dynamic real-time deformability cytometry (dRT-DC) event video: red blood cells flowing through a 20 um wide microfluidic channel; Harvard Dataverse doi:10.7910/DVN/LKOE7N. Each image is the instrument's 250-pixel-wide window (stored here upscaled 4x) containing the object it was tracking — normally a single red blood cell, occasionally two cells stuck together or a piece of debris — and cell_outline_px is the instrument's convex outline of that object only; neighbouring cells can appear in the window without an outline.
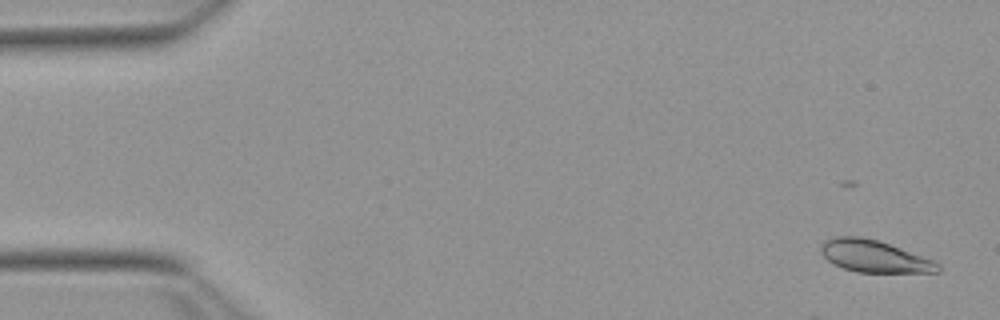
{"species": "Egyptian fruit bat (a non-hibernating species)", "species_latin": "Rousettus aegyptiacus", "temperature_condition": "warm", "stored_images_in_passage": 6, "camera_frame_rate_fps": 3000, "um_per_image_px": 0.085, "animal": {"sex": "female"}, "frame": {"image": 1, "passage_image": 2, "time_ms": 0.333, "image_size_px": [1000, 320], "cell_outline_px": [[940, 272], [856, 272], [832, 264], [820, 252], [820, 248], [824, 240], [836, 236], [860, 236], [876, 240], [936, 260], [940, 264]], "centroid_in_image_um": [74.31, 21.78], "position_along_channel_um": 10.7, "area_um2": 21.85}}